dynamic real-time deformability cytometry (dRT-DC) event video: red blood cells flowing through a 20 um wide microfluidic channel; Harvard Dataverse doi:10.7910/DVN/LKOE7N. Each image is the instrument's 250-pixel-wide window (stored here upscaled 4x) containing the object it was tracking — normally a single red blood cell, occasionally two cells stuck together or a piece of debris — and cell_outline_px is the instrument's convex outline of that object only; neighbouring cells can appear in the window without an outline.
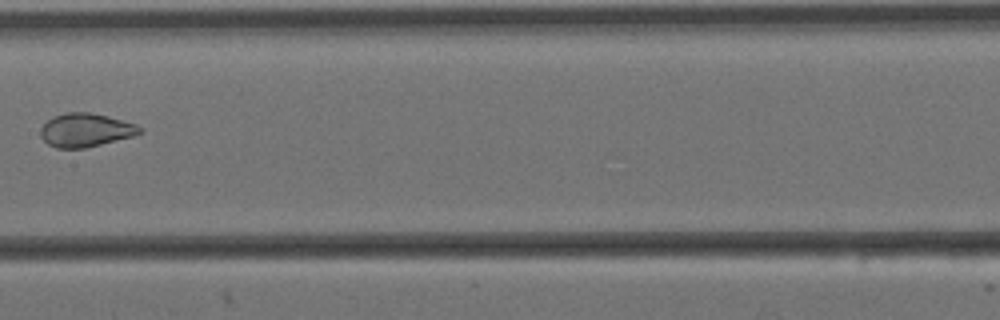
{"species": "Egyptian fruit bat (a non-hibernating species)", "species_latin": "Rousettus aegyptiacus", "temperature_condition": "cold", "stored_images_in_passage": 8, "camera_frame_rate_fps": 3000, "um_per_image_px": 0.085, "animal": {"sex": "female"}, "frame": {"image": 1, "passage_image": 8, "time_ms": 2.333, "image_size_px": [1000, 320], "cell_outline_px": [[144, 132], [132, 136], [84, 148], [56, 148], [48, 144], [40, 136], [40, 128], [52, 116], [68, 112], [88, 112], [108, 116], [136, 124], [144, 128]], "centroid_in_image_um": [7.28, 11.05], "position_along_channel_um": 200.1, "area_um2": 19.36}}